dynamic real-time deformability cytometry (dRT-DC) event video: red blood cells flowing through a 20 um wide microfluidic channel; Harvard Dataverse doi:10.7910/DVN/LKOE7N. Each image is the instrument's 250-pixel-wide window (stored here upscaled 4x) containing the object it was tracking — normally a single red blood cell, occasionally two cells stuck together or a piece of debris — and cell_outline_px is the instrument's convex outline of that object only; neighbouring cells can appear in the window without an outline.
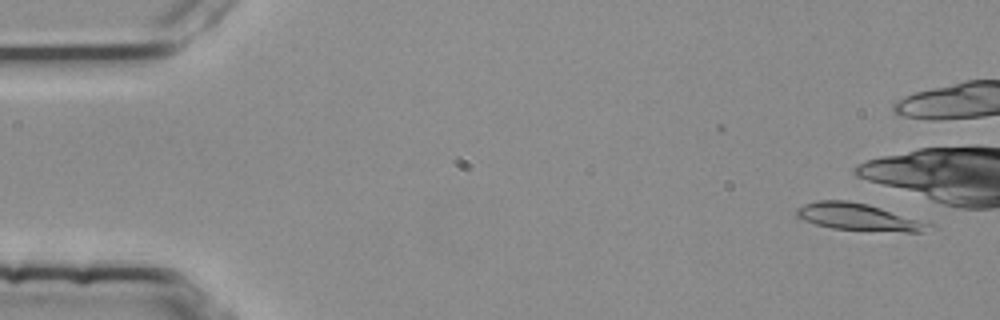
{"species": "common noctule bat (a hibernating species)", "species_latin": "Nyctalus noctula", "temperature_condition": "room temperature", "stored_images_in_passage": 4, "camera_frame_rate_fps": 3000, "um_per_image_px": 0.085, "animal": {"sex": "female", "body_mass_g": 25.1}, "frame": {"image": 1, "passage_image": 1, "time_ms": 0.0, "image_size_px": [1000, 320], "cell_outline_px": [[928, 228], [924, 232], [904, 232], [832, 228], [816, 224], [804, 220], [796, 216], [796, 208], [804, 204], [816, 200], [848, 200], [868, 204], [928, 224]], "centroid_in_image_um": [72.83, 18.43], "position_along_channel_um": 12.2, "area_um2": 20.17}}